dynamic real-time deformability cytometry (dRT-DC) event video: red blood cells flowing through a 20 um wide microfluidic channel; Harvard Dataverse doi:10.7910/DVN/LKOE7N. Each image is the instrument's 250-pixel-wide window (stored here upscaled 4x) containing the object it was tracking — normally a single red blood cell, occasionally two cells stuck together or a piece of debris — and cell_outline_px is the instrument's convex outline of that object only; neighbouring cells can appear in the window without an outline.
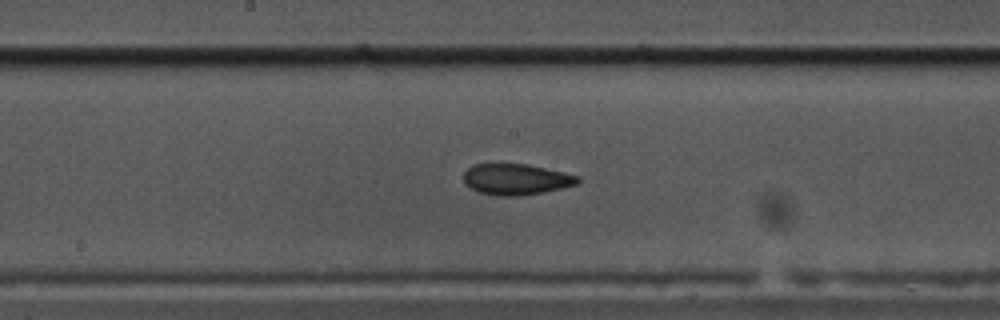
{"species": "common noctule bat (a hibernating species)", "species_latin": "Nyctalus noctula", "temperature_condition": "cold", "stored_images_in_passage": 41, "camera_frame_rate_fps": 3000, "um_per_image_px": 0.085, "animal": {"sex": "male", "body_mass_g": 17.5, "forearm_length_mm": 52.3}, "frame": {"image": 1, "passage_image": 13, "time_ms": 4.0, "image_size_px": [1000, 320], "cell_outline_px": [[580, 180], [576, 184], [544, 192], [520, 196], [496, 196], [480, 192], [464, 184], [464, 172], [472, 164], [528, 164], [564, 172], [580, 176]], "centroid_in_image_um": [43.86, 15.24], "position_along_channel_um": 204.3, "area_um2": 20.63}}
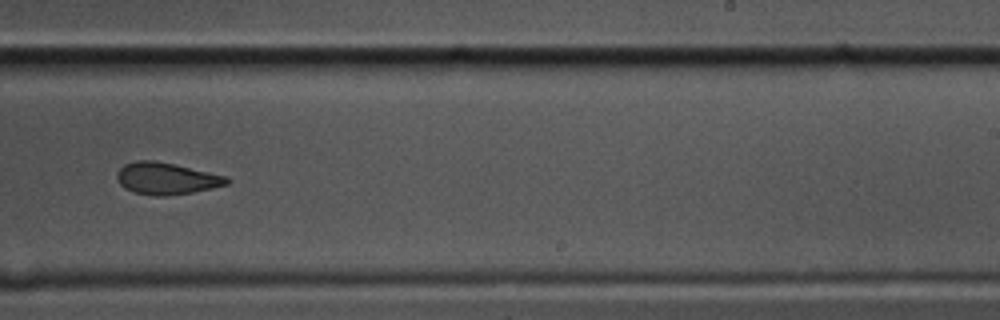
{"frame": {"image": 2, "passage_image": 19, "time_ms": 6.0, "image_size_px": [1000, 320], "cell_outline_px": [[232, 180], [228, 184], [212, 188], [192, 192], [168, 196], [152, 196], [132, 192], [124, 188], [120, 184], [116, 176], [116, 172], [124, 164], [136, 160], [152, 160], [176, 164], [228, 176]], "centroid_in_image_um": [14.15, 15.17], "position_along_channel_um": 274.9, "area_um2": 20.75}}
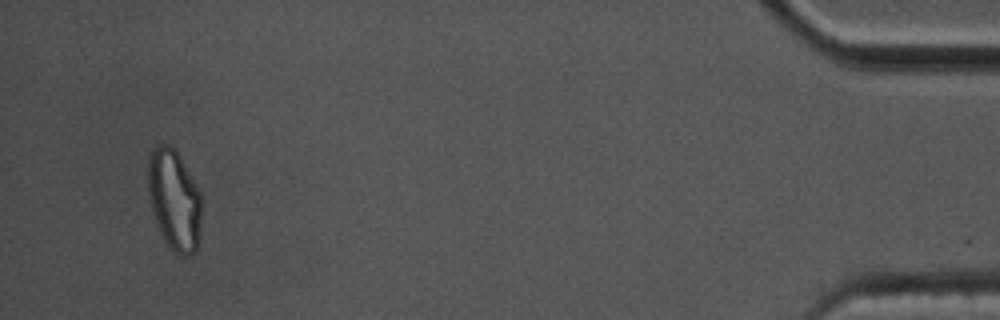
{"frame": {"image": 3, "passage_image": 38, "time_ms": 12.333, "image_size_px": [1000, 320], "cell_outline_px": [[200, 224], [196, 252], [192, 256], [180, 256], [164, 240], [160, 232], [152, 212], [148, 192], [148, 156], [152, 148], [156, 144], [168, 144], [176, 148], [200, 192]], "centroid_in_image_um": [14.79, 16.95], "position_along_channel_um": 420.4, "area_um2": 31.56}, "authors_computed_cell_mechanics": {"area_um2": 21.2126, "velocity_mm_per_s": 3.5269, "shape_relaxation_time_tau1_ms": 6.8614, "shape_relaxation_time_tau2_ms": 3.9906, "deformation_change_tau1": 0.1808, "deformation_change_tau2": 0.1029}}